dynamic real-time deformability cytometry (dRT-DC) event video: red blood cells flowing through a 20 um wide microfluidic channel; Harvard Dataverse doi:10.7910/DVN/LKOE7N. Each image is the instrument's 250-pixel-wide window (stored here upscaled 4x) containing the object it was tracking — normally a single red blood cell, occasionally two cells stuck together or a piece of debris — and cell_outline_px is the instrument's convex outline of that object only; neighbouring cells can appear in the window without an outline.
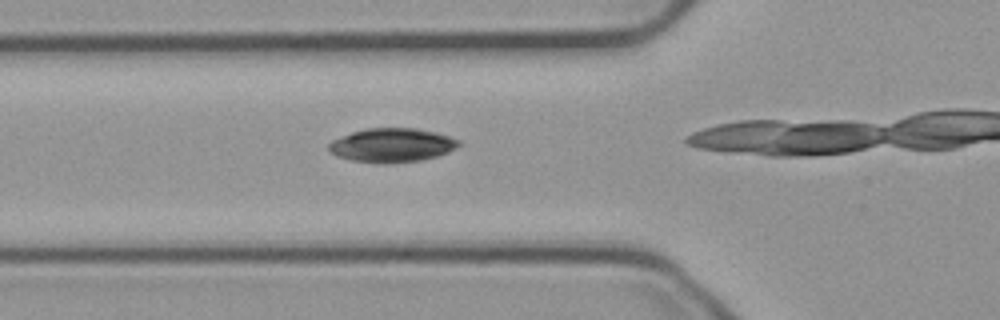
{"species": "common noctule bat (a hibernating species)", "species_latin": "Nyctalus noctula", "temperature_condition": "cold", "stored_images_in_passage": 16, "camera_frame_rate_fps": 3000, "um_per_image_px": 0.085, "animal": {"sex": "male", "body_mass_g": 23.1, "forearm_length_mm": 52.7}, "frame": {"image": 1, "passage_image": 12, "time_ms": 3.667, "image_size_px": [1000, 320], "cell_outline_px": [[460, 144], [456, 148], [448, 152], [436, 156], [420, 160], [392, 164], [376, 164], [352, 160], [336, 156], [328, 152], [328, 144], [332, 140], [352, 132], [364, 128], [416, 128], [448, 136], [460, 140]], "centroid_in_image_um": [33.27, 12.35], "position_along_channel_um": 92.5, "area_um2": 25.89}}